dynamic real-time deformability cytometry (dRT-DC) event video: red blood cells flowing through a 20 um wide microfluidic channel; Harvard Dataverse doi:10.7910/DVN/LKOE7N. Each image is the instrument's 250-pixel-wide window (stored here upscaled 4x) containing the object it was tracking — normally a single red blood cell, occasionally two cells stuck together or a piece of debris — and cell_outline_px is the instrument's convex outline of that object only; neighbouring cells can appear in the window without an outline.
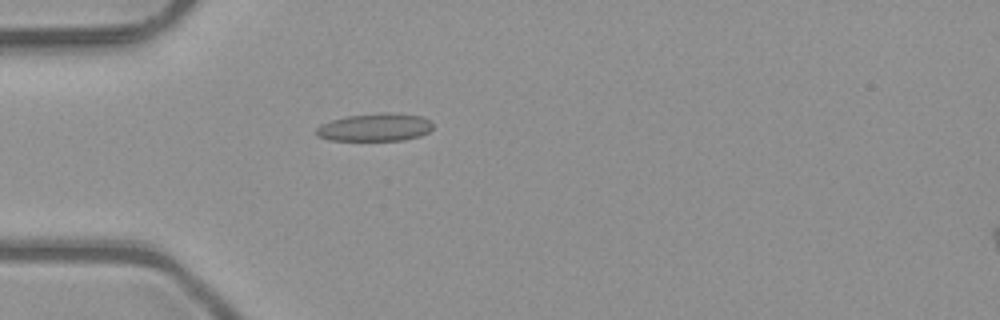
{"species": "common noctule bat (a hibernating species)", "species_latin": "Nyctalus noctula", "temperature_condition": "room temperature", "stored_images_in_passage": 1, "camera_frame_rate_fps": 3000, "um_per_image_px": 0.085, "animal": {"sex": "male", "body_mass_g": 23.1, "forearm_length_mm": 52.7}, "frame": {"image": 1, "passage_image": 1, "time_ms": 0.0, "image_size_px": [1000, 320], "cell_outline_px": [[432, 128], [428, 132], [420, 136], [404, 140], [328, 140], [316, 136], [316, 128], [320, 124], [332, 120], [348, 116], [384, 112], [424, 116], [432, 120]], "centroid_in_image_um": [31.89, 10.82], "position_along_channel_um": 53.1, "area_um2": 19.02}}